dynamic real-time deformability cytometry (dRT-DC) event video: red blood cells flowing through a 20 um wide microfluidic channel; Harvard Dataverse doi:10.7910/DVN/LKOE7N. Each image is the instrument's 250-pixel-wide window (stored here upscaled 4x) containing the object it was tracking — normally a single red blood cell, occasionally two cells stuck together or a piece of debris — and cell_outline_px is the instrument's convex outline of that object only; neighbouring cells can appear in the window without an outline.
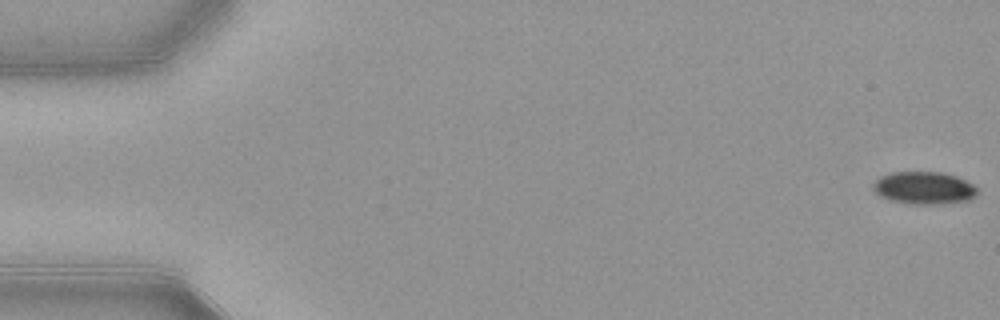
{"species": "common noctule bat (a hibernating species)", "species_latin": "Nyctalus noctula", "temperature_condition": "warm", "stored_images_in_passage": 53, "camera_frame_rate_fps": 3000, "um_per_image_px": 0.085, "animal": {"sex": "female", "body_mass_g": 21.9}, "frame": {"image": 1, "passage_image": 1, "time_ms": 0.0, "image_size_px": [1000, 320], "cell_outline_px": [[976, 196], [968, 200], [940, 204], [916, 204], [892, 200], [880, 196], [872, 188], [872, 184], [880, 176], [892, 172], [944, 172], [956, 176], [972, 184], [976, 188]], "centroid_in_image_um": [78.53, 15.96], "position_along_channel_um": 6.5, "area_um2": 19.59}}
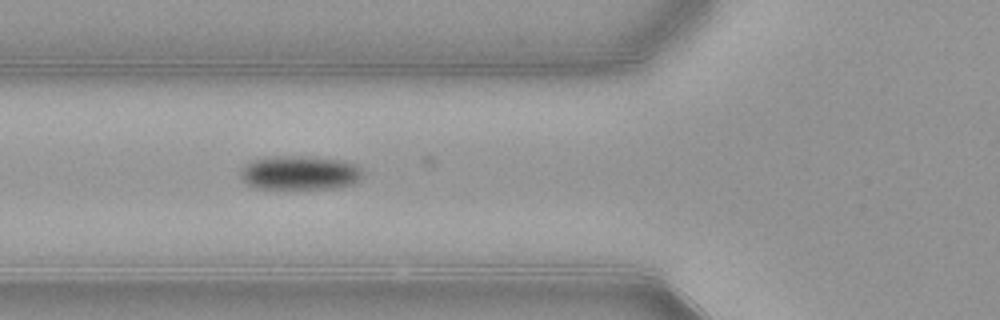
{"frame": {"image": 2, "passage_image": 20, "time_ms": 6.333, "image_size_px": [1000, 320], "cell_outline_px": [[364, 176], [356, 184], [336, 188], [256, 188], [248, 184], [240, 176], [240, 172], [252, 160], [272, 156], [300, 156], [344, 160], [360, 168], [364, 172]], "centroid_in_image_um": [25.55, 14.69], "position_along_channel_um": 100.3, "area_um2": 24.22}}
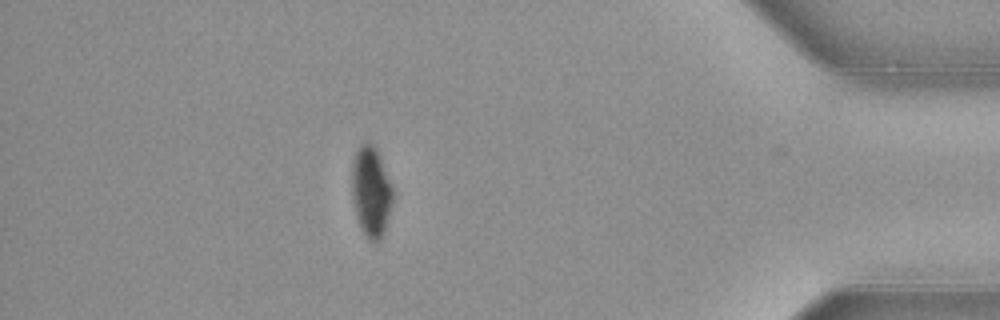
{"frame": {"image": 3, "passage_image": 47, "time_ms": 15.333, "image_size_px": [1000, 320], "cell_outline_px": [[392, 204], [384, 232], [380, 240], [376, 244], [368, 240], [360, 228], [356, 216], [352, 196], [352, 164], [356, 152], [360, 144], [368, 140], [376, 148], [392, 188]], "centroid_in_image_um": [31.52, 16.32], "position_along_channel_um": 403.7, "area_um2": 21.5}, "authors_computed_cell_mechanics": {"area_um2": 22.9466, "velocity_mm_per_s": 3.8919, "shape_relaxation_time_tau1_ms": 3.372, "shape_relaxation_time_tau2_ms": null, "deformation_change_tau1": 0.1088, "deformation_change_tau2": null}}